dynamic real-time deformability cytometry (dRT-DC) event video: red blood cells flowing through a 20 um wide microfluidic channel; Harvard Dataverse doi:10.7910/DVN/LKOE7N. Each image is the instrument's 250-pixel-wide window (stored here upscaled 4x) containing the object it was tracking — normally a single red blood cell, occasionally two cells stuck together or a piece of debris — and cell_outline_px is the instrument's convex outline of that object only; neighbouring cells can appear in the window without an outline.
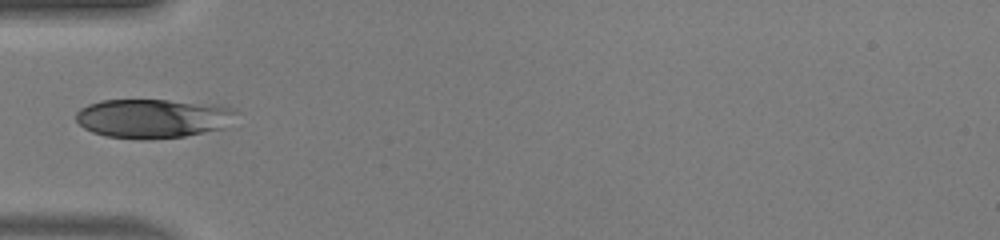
{"species": "human", "species_latin": "Homo sapiens", "temperature_condition": "warm", "stored_images_in_passage": 33, "camera_frame_rate_fps": 3000, "um_per_image_px": 0.085, "donor": {"sex": "male"}, "frame": {"image": 1, "passage_image": 1, "time_ms": 0.0, "image_size_px": [1000, 240], "cell_outline_px": [[240, 112], [224, 128], [184, 136], [140, 140], [104, 136], [92, 132], [84, 128], [76, 120], [76, 112], [80, 108], [88, 104], [100, 100], [168, 100], [216, 104], [236, 108]], "centroid_in_image_um": [13.02, 10.06], "position_along_channel_um": 72.0, "area_um2": 36.93}}
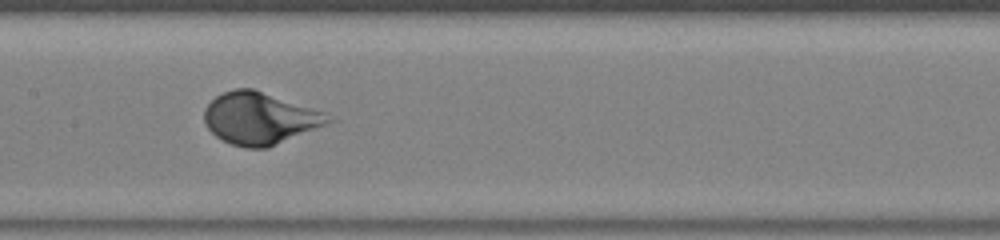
{"frame": {"image": 2, "passage_image": 9, "time_ms": 2.667, "image_size_px": [1000, 240], "cell_outline_px": [[340, 120], [268, 148], [244, 148], [232, 144], [216, 136], [204, 124], [204, 108], [216, 96], [224, 92], [236, 88], [252, 88], [324, 112]], "centroid_in_image_um": [22.13, 10.07], "position_along_channel_um": 185.3, "area_um2": 37.8}}
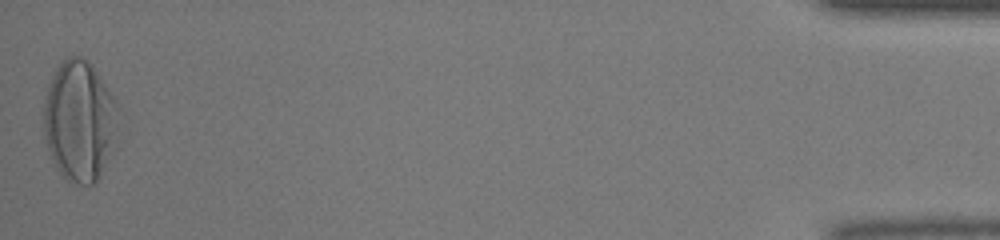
{"frame": {"image": 3, "passage_image": 33, "time_ms": 10.667, "image_size_px": [1000, 240], "cell_outline_px": [[120, 108], [116, 128], [100, 176], [92, 184], [80, 184], [68, 180], [60, 172], [48, 148], [44, 132], [44, 104], [48, 84], [56, 68], [68, 56], [80, 56], [92, 64]], "centroid_in_image_um": [6.74, 10.21], "position_along_channel_um": 428.5, "area_um2": 51.27}}